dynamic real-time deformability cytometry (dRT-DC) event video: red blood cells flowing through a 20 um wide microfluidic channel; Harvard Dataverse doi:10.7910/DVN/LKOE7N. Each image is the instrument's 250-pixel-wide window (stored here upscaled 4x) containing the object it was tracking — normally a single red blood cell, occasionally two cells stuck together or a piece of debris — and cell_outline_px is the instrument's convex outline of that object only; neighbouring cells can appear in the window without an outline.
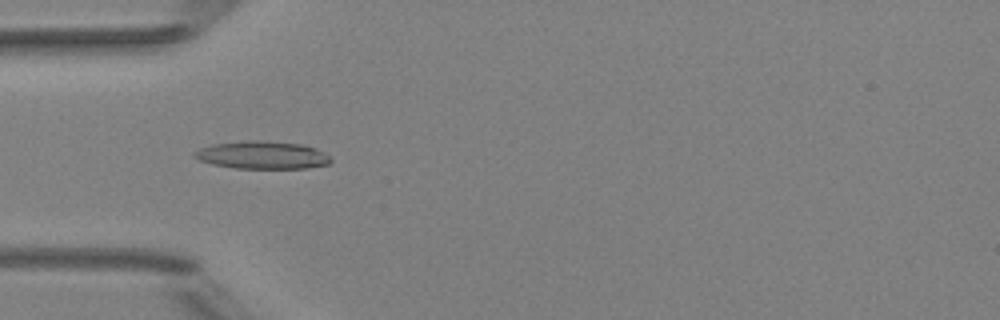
{"species": "Egyptian fruit bat (a non-hibernating species)", "species_latin": "Rousettus aegyptiacus", "temperature_condition": "room temperature", "stored_images_in_passage": 6, "camera_frame_rate_fps": 3000, "um_per_image_px": 0.085, "animal": {"sex": "female"}, "frame": {"image": 1, "passage_image": 5, "time_ms": 4.667, "image_size_px": [1000, 320], "cell_outline_px": [[332, 160], [328, 164], [308, 168], [236, 168], [212, 164], [200, 160], [192, 156], [192, 152], [200, 148], [212, 144], [244, 140], [260, 140], [300, 144], [316, 148], [324, 152]], "centroid_in_image_um": [22.26, 13.17], "position_along_channel_um": 62.7, "area_um2": 22.08}}
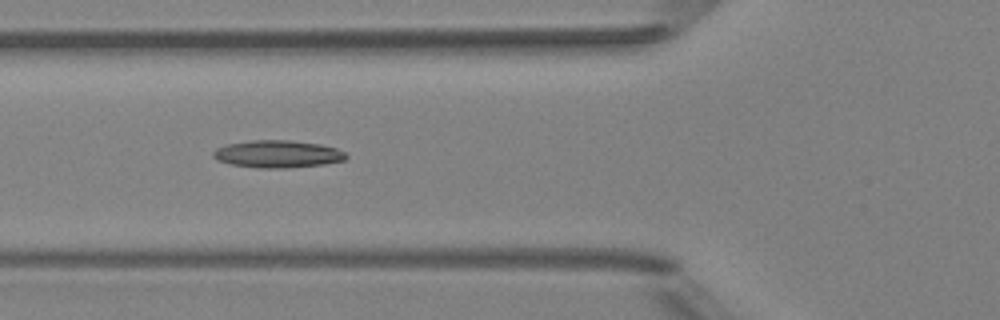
{"frame": {"image": 2, "passage_image": 6, "time_ms": 5.667, "image_size_px": [1000, 320], "cell_outline_px": [[348, 156], [344, 160], [324, 164], [284, 168], [260, 168], [232, 164], [216, 160], [212, 156], [212, 152], [216, 148], [224, 144], [252, 140], [288, 140], [320, 144], [336, 148], [344, 152]], "centroid_in_image_um": [23.56, 13.08], "position_along_channel_um": 102.2, "area_um2": 21.21}}